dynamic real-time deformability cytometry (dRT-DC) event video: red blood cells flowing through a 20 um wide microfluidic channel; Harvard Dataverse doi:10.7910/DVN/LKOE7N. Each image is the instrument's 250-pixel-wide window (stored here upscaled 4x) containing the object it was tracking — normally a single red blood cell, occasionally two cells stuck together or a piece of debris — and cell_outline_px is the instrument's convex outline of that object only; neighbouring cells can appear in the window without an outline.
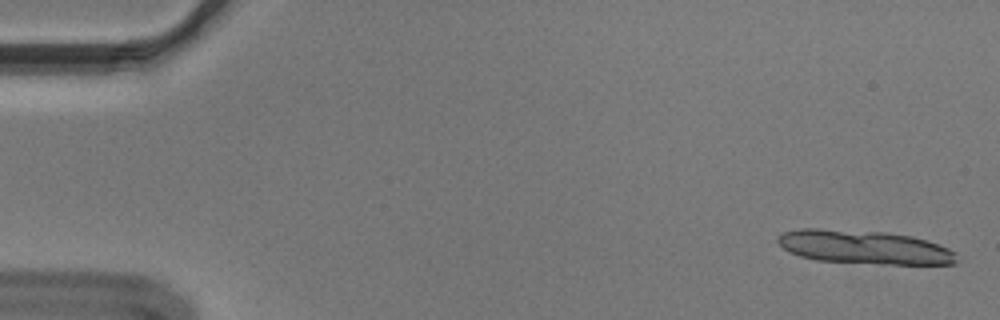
{"species": "Egyptian fruit bat (a non-hibernating species)", "species_latin": "Rousettus aegyptiacus", "temperature_condition": "cold", "stored_images_in_passage": 14, "camera_frame_rate_fps": 3000, "um_per_image_px": 0.085, "animal": {"sex": "male"}, "frame": {"image": 1, "passage_image": 2, "time_ms": 0.333, "image_size_px": [1000, 320], "cell_outline_px": [[956, 264], [880, 264], [816, 260], [800, 256], [788, 252], [776, 240], [784, 232], [800, 228], [816, 228], [884, 232], [912, 236], [948, 248], [956, 252]], "centroid_in_image_um": [73.44, 21.01], "position_along_channel_um": 11.6, "area_um2": 34.97}}